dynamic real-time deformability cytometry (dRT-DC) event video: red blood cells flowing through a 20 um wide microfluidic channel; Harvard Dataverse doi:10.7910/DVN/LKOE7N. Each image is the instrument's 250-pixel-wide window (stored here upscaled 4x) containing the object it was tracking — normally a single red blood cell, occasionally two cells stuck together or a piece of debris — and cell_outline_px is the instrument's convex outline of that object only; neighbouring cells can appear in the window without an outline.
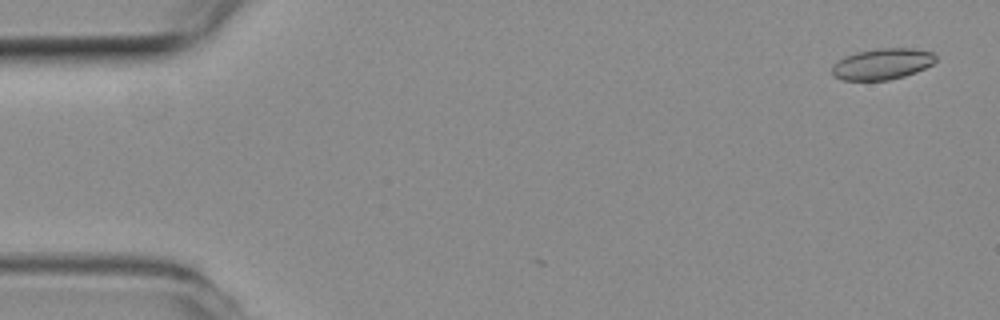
{"species": "common noctule bat (a hibernating species)", "species_latin": "Nyctalus noctula", "temperature_condition": "room temperature", "stored_images_in_passage": 6, "camera_frame_rate_fps": 3000, "um_per_image_px": 0.085, "animal": {"sex": "female", "body_mass_g": 19.3, "forearm_length_mm": 54.1}, "frame": {"image": 1, "passage_image": 1, "time_ms": 0.0, "image_size_px": [1000, 320], "cell_outline_px": [[936, 60], [932, 64], [916, 72], [904, 76], [888, 80], [844, 80], [832, 76], [832, 64], [844, 56], [876, 48], [912, 48], [932, 52], [936, 56]], "centroid_in_image_um": [74.97, 5.44], "position_along_channel_um": 10.0, "area_um2": 18.79}}